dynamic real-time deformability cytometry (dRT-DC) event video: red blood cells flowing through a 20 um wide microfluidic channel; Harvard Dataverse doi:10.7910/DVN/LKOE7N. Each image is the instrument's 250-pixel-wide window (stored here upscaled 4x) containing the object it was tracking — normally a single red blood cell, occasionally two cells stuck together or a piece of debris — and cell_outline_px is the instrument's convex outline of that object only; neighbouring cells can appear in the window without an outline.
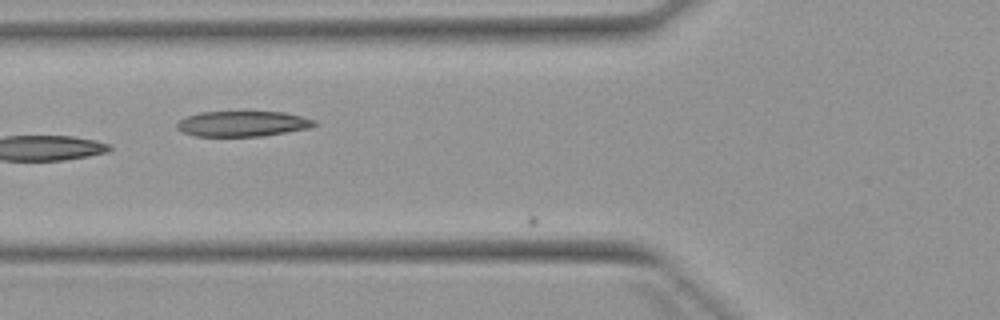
{"species": "Egyptian fruit bat (a non-hibernating species)", "species_latin": "Rousettus aegyptiacus", "temperature_condition": "warm", "stored_images_in_passage": 6, "camera_frame_rate_fps": 3000, "um_per_image_px": 0.085, "animal": {"sex": "female"}, "frame": {"image": 1, "passage_image": 5, "time_ms": 5.667, "image_size_px": [1000, 320], "cell_outline_px": [[316, 124], [308, 128], [264, 136], [192, 136], [176, 128], [176, 124], [180, 120], [188, 116], [200, 112], [284, 112], [316, 120]], "centroid_in_image_um": [20.6, 10.52], "position_along_channel_um": 105.2, "area_um2": 20.23}}